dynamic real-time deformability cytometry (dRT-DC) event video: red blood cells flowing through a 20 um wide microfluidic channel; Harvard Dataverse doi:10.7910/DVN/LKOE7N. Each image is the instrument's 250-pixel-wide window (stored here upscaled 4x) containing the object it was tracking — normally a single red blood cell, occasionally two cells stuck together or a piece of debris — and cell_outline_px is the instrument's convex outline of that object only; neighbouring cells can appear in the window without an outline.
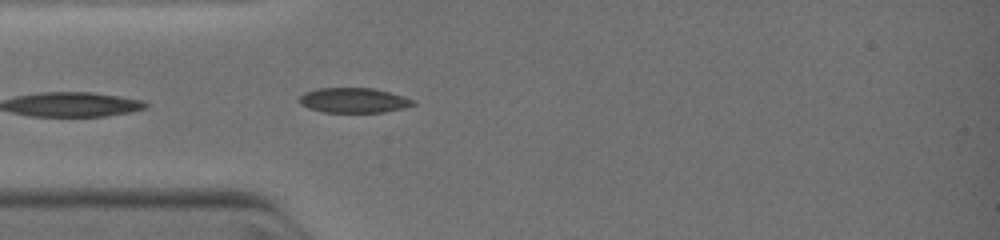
{"species": "common noctule bat (a hibernating species)", "species_latin": "Nyctalus noctula", "temperature_condition": "warm", "stored_images_in_passage": 1, "camera_frame_rate_fps": 3000, "um_per_image_px": 0.085, "animal": {"sex": "female", "body_mass_g": 19.0, "forearm_length_mm": 51.5}, "frame": {"image": 1, "passage_image": 1, "time_ms": 0.0, "image_size_px": [1000, 240], "cell_outline_px": [[416, 104], [404, 108], [384, 112], [324, 112], [308, 108], [300, 104], [300, 96], [304, 92], [316, 88], [372, 88], [404, 96], [412, 100]], "centroid_in_image_um": [30.04, 8.52], "position_along_channel_um": 55.0, "area_um2": 16.47}}